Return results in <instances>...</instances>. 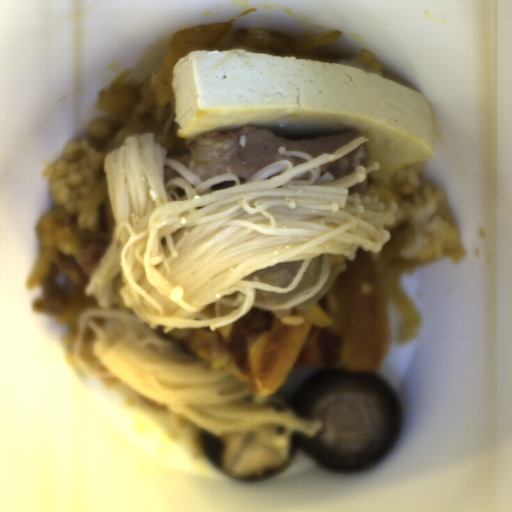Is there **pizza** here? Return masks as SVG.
Here are the masks:
<instances>
[{
  "mask_svg": "<svg viewBox=\"0 0 512 512\" xmlns=\"http://www.w3.org/2000/svg\"><path fill=\"white\" fill-rule=\"evenodd\" d=\"M317 299L331 319L315 326L299 316L277 318L274 309L252 306L234 321L210 327H174L167 335L181 349L222 368L256 394H273L295 367H351L376 373L390 347L388 295L373 251L355 249Z\"/></svg>",
  "mask_w": 512,
  "mask_h": 512,
  "instance_id": "1",
  "label": "pizza"
}]
</instances>
